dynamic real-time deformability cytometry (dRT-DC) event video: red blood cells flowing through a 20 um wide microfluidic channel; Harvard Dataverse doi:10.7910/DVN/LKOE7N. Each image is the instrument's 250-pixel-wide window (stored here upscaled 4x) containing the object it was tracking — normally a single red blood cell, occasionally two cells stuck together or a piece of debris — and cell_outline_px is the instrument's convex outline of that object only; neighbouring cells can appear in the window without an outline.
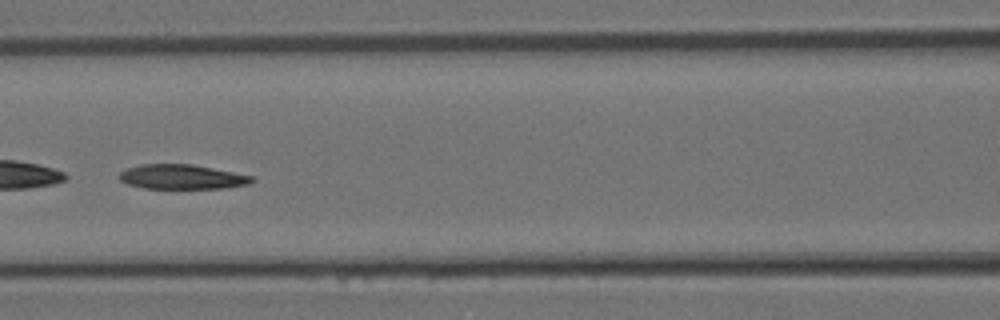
{"species": "Egyptian fruit bat (a non-hibernating species)", "species_latin": "Rousettus aegyptiacus", "temperature_condition": "room temperature", "stored_images_in_passage": 38, "camera_frame_rate_fps": 3000, "um_per_image_px": 0.085, "animal": {"sex": "female"}, "frame": {"image": 1, "passage_image": 17, "time_ms": 5.333, "image_size_px": [1000, 320], "cell_outline_px": [[256, 180], [248, 184], [224, 188], [144, 188], [128, 184], [120, 180], [120, 172], [128, 168], [140, 164], [192, 164], [256, 176]], "centroid_in_image_um": [15.52, 15.03], "position_along_channel_um": 151.1, "area_um2": 19.02}}
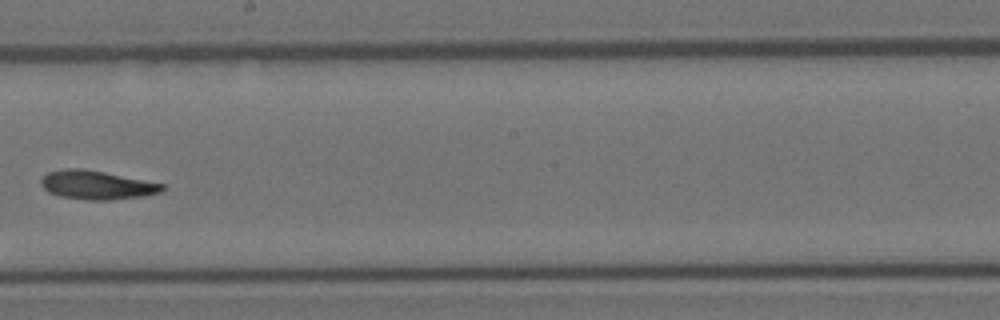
{"frame": {"image": 2, "passage_image": 22, "time_ms": 7.0, "image_size_px": [1000, 320], "cell_outline_px": [[164, 188], [160, 192], [144, 196], [108, 200], [88, 200], [60, 196], [48, 192], [40, 184], [40, 180], [48, 172], [64, 168], [84, 168], [164, 184]], "centroid_in_image_um": [8.19, 15.72], "position_along_channel_um": 240.0, "area_um2": 20.23}}